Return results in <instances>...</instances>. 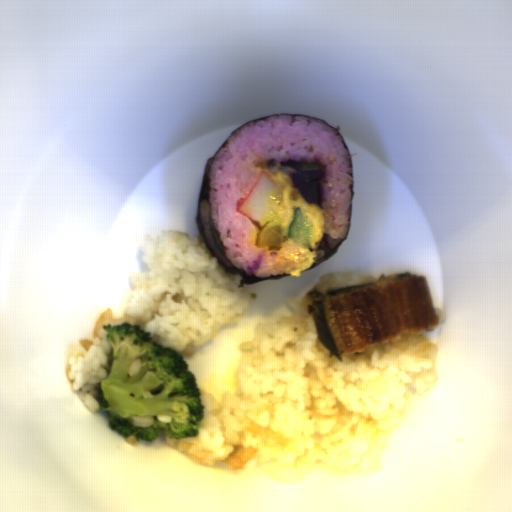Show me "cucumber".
<instances>
[{
  "label": "cucumber",
  "mask_w": 512,
  "mask_h": 512,
  "mask_svg": "<svg viewBox=\"0 0 512 512\" xmlns=\"http://www.w3.org/2000/svg\"><path fill=\"white\" fill-rule=\"evenodd\" d=\"M285 235L303 248L312 250L311 223L306 218L301 206H297L294 209L292 220Z\"/></svg>",
  "instance_id": "1"
},
{
  "label": "cucumber",
  "mask_w": 512,
  "mask_h": 512,
  "mask_svg": "<svg viewBox=\"0 0 512 512\" xmlns=\"http://www.w3.org/2000/svg\"><path fill=\"white\" fill-rule=\"evenodd\" d=\"M271 167H291L297 172L308 171V170H322L324 171V166L322 163L316 161H301V162H276L271 161L269 163Z\"/></svg>",
  "instance_id": "2"
}]
</instances>
